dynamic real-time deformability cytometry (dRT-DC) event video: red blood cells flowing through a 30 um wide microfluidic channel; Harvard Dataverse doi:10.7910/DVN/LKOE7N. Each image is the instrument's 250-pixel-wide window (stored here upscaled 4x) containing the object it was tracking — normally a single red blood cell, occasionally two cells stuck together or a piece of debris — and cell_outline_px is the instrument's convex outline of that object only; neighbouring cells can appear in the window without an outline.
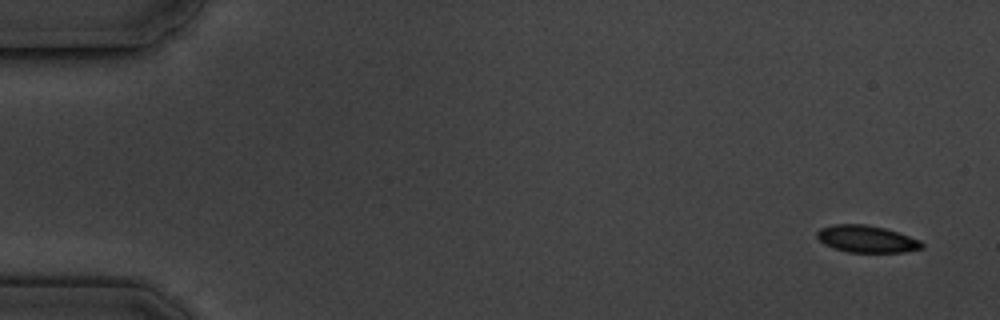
{"species": "common noctule bat (a hibernating species)", "species_latin": "Nyctalus noctula", "temperature_condition": "cold", "stored_images_in_passage": 5, "camera_frame_rate_fps": 3000, "um_per_image_px": 0.085, "animal": {"sex": "male", "body_mass_g": 19.5, "forearm_length_mm": 54.6}, "frame": {"image": 1, "passage_image": 1, "time_ms": 0.0, "image_size_px": [1000, 320], "cell_outline_px": [[924, 248], [904, 252], [848, 252], [824, 244], [816, 236], [816, 232], [820, 228], [832, 224], [864, 224], [884, 228], [920, 240], [924, 244]], "centroid_in_image_um": [73.65, 20.31], "position_along_channel_um": 11.3, "area_um2": 16.42}}
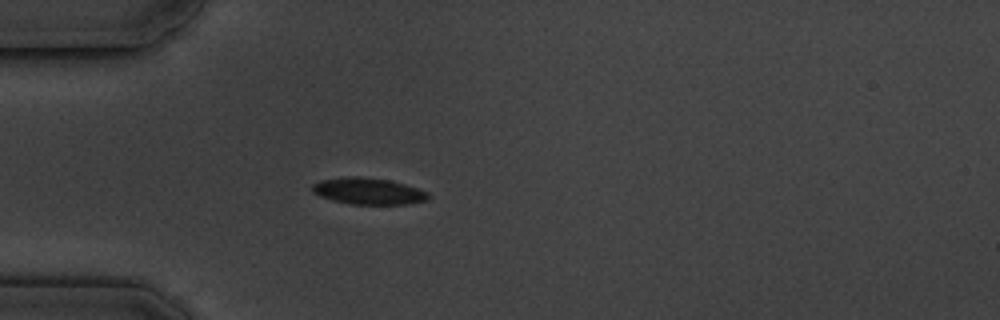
{"frame": {"image": 2, "passage_image": 5, "time_ms": 4.667, "image_size_px": [1000, 320], "cell_outline_px": [[428, 200], [408, 204], [348, 204], [332, 200], [320, 196], [312, 192], [312, 184], [320, 180], [352, 176], [356, 176], [388, 180], [404, 184], [428, 192]], "centroid_in_image_um": [31.28, 16.25], "position_along_channel_um": 53.7, "area_um2": 17.8}}